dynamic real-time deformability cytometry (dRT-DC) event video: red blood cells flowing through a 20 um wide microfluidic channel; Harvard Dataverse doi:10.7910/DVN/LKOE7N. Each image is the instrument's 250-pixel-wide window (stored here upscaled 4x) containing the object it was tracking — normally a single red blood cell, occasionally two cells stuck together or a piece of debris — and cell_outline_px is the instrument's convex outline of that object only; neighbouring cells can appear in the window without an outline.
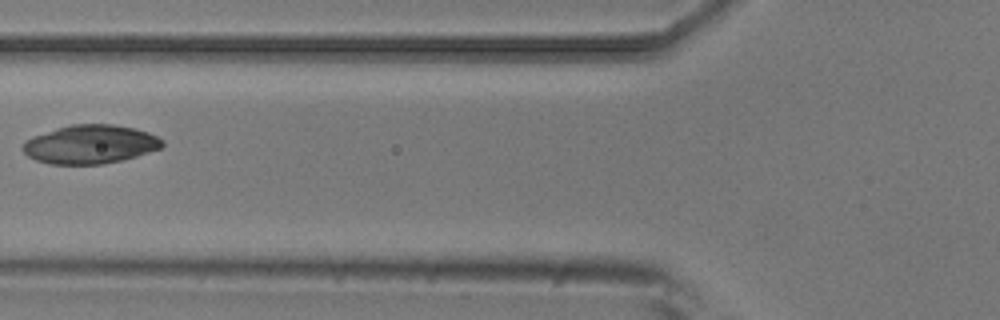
{"species": "common noctule bat (a hibernating species)", "species_latin": "Nyctalus noctula", "temperature_condition": "room temperature", "stored_images_in_passage": 7, "camera_frame_rate_fps": 3000, "um_per_image_px": 0.085, "animal": {"sex": "male", "body_mass_g": 20.5, "forearm_length_mm": 52.5}, "frame": {"image": 1, "passage_image": 6, "time_ms": 1.667, "image_size_px": [1000, 320], "cell_outline_px": [[164, 144], [160, 148], [124, 160], [100, 164], [52, 164], [36, 160], [28, 156], [20, 148], [24, 140], [32, 136], [56, 128], [72, 124], [112, 124], [132, 128], [148, 132], [164, 140]], "centroid_in_image_um": [7.63, 12.26], "position_along_channel_um": 118.2, "area_um2": 31.5}}
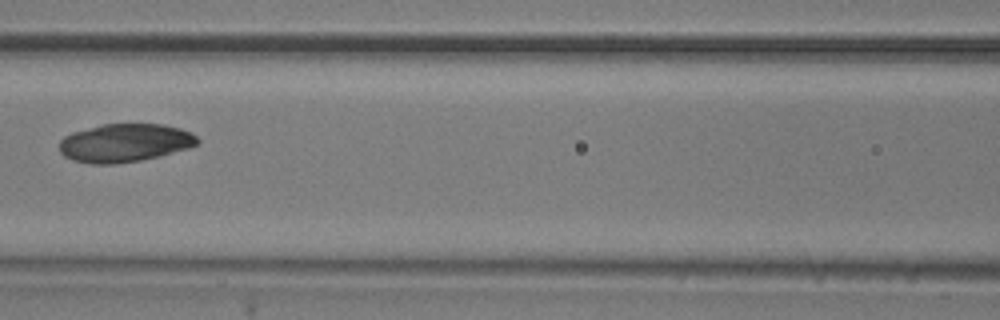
{"frame": {"image": 2, "passage_image": 7, "time_ms": 2.0, "image_size_px": [1000, 320], "cell_outline_px": [[200, 140], [196, 144], [188, 148], [160, 156], [140, 160], [112, 164], [92, 164], [72, 160], [64, 156], [60, 152], [60, 140], [64, 136], [72, 132], [104, 124], [164, 124], [180, 128], [192, 132]], "centroid_in_image_um": [10.61, 12.14], "position_along_channel_um": 156.0, "area_um2": 30.81}}